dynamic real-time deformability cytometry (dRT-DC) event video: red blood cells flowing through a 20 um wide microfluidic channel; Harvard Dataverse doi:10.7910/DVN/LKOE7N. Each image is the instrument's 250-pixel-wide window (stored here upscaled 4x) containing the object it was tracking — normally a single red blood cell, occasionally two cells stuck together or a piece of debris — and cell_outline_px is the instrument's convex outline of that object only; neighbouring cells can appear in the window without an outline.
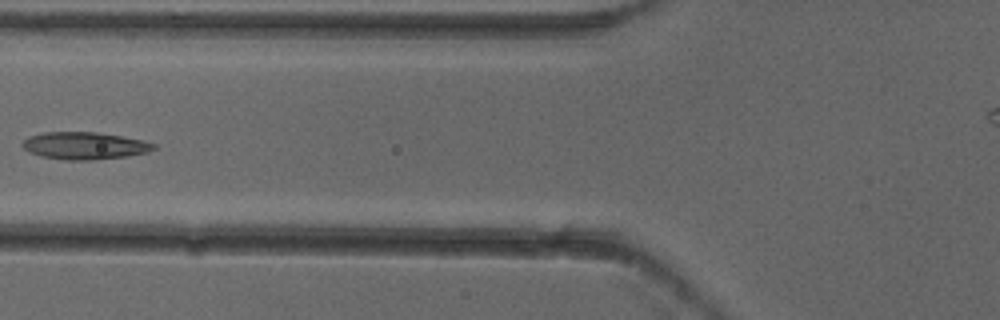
{"species": "common noctule bat (a hibernating species)", "species_latin": "Nyctalus noctula", "temperature_condition": "cold", "stored_images_in_passage": 7, "camera_frame_rate_fps": 3000, "um_per_image_px": 0.085, "animal": {"sex": "female"}, "frame": {"image": 1, "passage_image": 6, "time_ms": 1.667, "image_size_px": [1000, 320], "cell_outline_px": [[156, 148], [148, 152], [128, 156], [92, 160], [64, 160], [40, 156], [28, 152], [20, 144], [28, 136], [44, 132], [96, 132], [144, 140], [156, 144]], "centroid_in_image_um": [7.17, 12.39], "position_along_channel_um": 118.6, "area_um2": 21.04}}
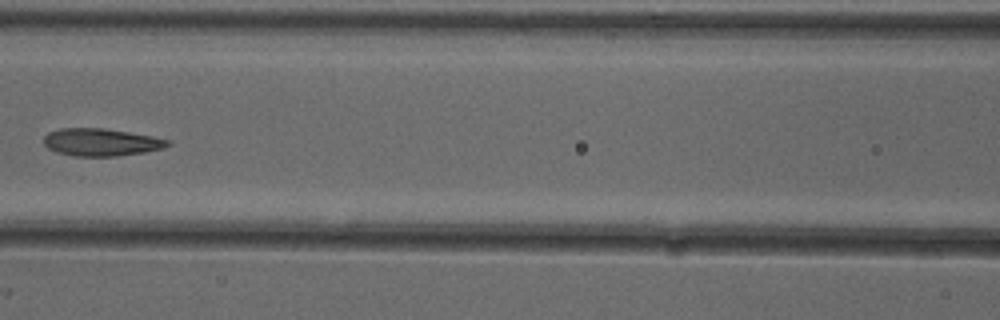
{"frame": {"image": 2, "passage_image": 7, "time_ms": 2.0, "image_size_px": [1000, 320], "cell_outline_px": [[172, 144], [160, 148], [144, 152], [116, 156], [72, 156], [56, 152], [48, 148], [44, 144], [44, 136], [48, 132], [60, 128], [104, 128], [152, 136], [172, 140]], "centroid_in_image_um": [8.57, 12.08], "position_along_channel_um": 158.0, "area_um2": 19.88}}